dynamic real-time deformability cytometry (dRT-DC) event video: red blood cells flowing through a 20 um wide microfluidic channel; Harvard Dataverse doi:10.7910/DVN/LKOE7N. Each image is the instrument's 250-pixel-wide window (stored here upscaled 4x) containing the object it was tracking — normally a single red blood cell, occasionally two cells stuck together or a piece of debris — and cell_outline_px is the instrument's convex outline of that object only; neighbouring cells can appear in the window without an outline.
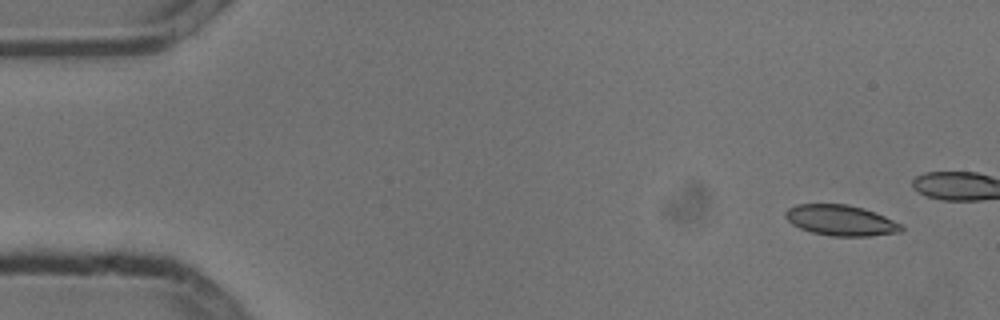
{"species": "common noctule bat (a hibernating species)", "species_latin": "Nyctalus noctula", "temperature_condition": "cold", "stored_images_in_passage": 5, "camera_frame_rate_fps": 3000, "um_per_image_px": 0.085, "animal": {"sex": "male", "body_mass_g": 13.3}, "frame": {"image": 1, "passage_image": 1, "time_ms": 0.0, "image_size_px": [1000, 320], "cell_outline_px": [[904, 228], [900, 232], [868, 236], [832, 236], [812, 232], [800, 228], [792, 224], [784, 216], [784, 212], [788, 208], [796, 204], [848, 204], [864, 208], [876, 212], [904, 224]], "centroid_in_image_um": [71.49, 18.72], "position_along_channel_um": 13.5, "area_um2": 20.92}}